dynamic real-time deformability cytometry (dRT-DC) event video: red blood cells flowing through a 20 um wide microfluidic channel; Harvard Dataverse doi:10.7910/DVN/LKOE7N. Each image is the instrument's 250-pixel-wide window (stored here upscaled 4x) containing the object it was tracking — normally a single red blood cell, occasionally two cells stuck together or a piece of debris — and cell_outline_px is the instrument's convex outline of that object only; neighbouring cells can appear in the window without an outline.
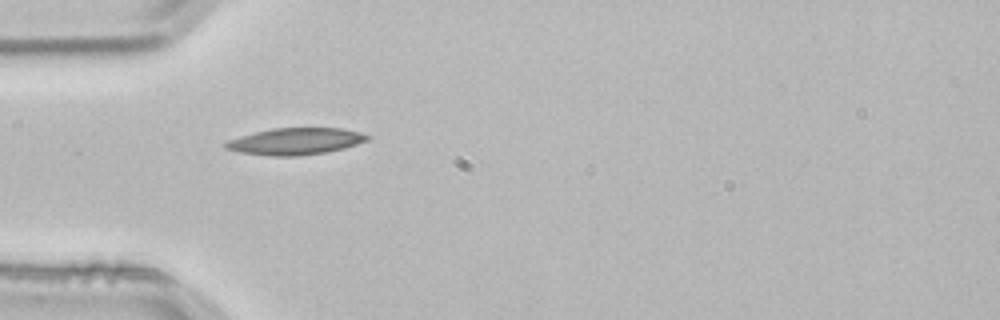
{"species": "common noctule bat (a hibernating species)", "species_latin": "Nyctalus noctula", "temperature_condition": "room temperature", "stored_images_in_passage": 1, "camera_frame_rate_fps": 3000, "um_per_image_px": 0.085, "animal": {"sex": "male", "body_mass_g": 21.5, "forearm_length_mm": 52.0}, "frame": {"image": 1, "passage_image": 1, "time_ms": 0.0, "image_size_px": [1000, 320], "cell_outline_px": [[372, 136], [368, 140], [344, 148], [328, 152], [296, 156], [272, 156], [240, 152], [224, 148], [224, 144], [228, 140], [240, 136], [272, 128], [340, 128], [360, 132]], "centroid_in_image_um": [25.13, 12.01], "position_along_channel_um": 59.9, "area_um2": 22.02}}